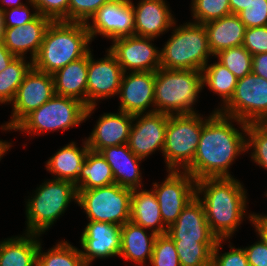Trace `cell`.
Instances as JSON below:
<instances>
[{
    "instance_id": "b9f144b4",
    "label": "cell",
    "mask_w": 267,
    "mask_h": 266,
    "mask_svg": "<svg viewBox=\"0 0 267 266\" xmlns=\"http://www.w3.org/2000/svg\"><path fill=\"white\" fill-rule=\"evenodd\" d=\"M238 16L246 28L267 26V0H252Z\"/></svg>"
},
{
    "instance_id": "d6a6232c",
    "label": "cell",
    "mask_w": 267,
    "mask_h": 266,
    "mask_svg": "<svg viewBox=\"0 0 267 266\" xmlns=\"http://www.w3.org/2000/svg\"><path fill=\"white\" fill-rule=\"evenodd\" d=\"M25 58L15 57L7 68L0 72V104H11L25 75L32 68V61L29 62Z\"/></svg>"
},
{
    "instance_id": "f546056e",
    "label": "cell",
    "mask_w": 267,
    "mask_h": 266,
    "mask_svg": "<svg viewBox=\"0 0 267 266\" xmlns=\"http://www.w3.org/2000/svg\"><path fill=\"white\" fill-rule=\"evenodd\" d=\"M115 183L110 165L100 152L89 151L81 166L78 180L74 183L77 190H89Z\"/></svg>"
},
{
    "instance_id": "9c48e42d",
    "label": "cell",
    "mask_w": 267,
    "mask_h": 266,
    "mask_svg": "<svg viewBox=\"0 0 267 266\" xmlns=\"http://www.w3.org/2000/svg\"><path fill=\"white\" fill-rule=\"evenodd\" d=\"M132 189L116 183L78 190L77 205L84 210L88 220L124 225L130 221Z\"/></svg>"
},
{
    "instance_id": "30bf717a",
    "label": "cell",
    "mask_w": 267,
    "mask_h": 266,
    "mask_svg": "<svg viewBox=\"0 0 267 266\" xmlns=\"http://www.w3.org/2000/svg\"><path fill=\"white\" fill-rule=\"evenodd\" d=\"M245 123H259L267 114V79L253 72L238 79L231 99L218 110Z\"/></svg>"
},
{
    "instance_id": "4dcf8cb0",
    "label": "cell",
    "mask_w": 267,
    "mask_h": 266,
    "mask_svg": "<svg viewBox=\"0 0 267 266\" xmlns=\"http://www.w3.org/2000/svg\"><path fill=\"white\" fill-rule=\"evenodd\" d=\"M203 87L207 86L209 90L221 97V105L215 108V111L221 109L232 97L238 78L231 73L224 65L215 61L207 63L203 70Z\"/></svg>"
},
{
    "instance_id": "d6986e66",
    "label": "cell",
    "mask_w": 267,
    "mask_h": 266,
    "mask_svg": "<svg viewBox=\"0 0 267 266\" xmlns=\"http://www.w3.org/2000/svg\"><path fill=\"white\" fill-rule=\"evenodd\" d=\"M134 35L139 37L157 38L171 30L175 17L171 13L166 0H139L134 4Z\"/></svg>"
},
{
    "instance_id": "44dd1931",
    "label": "cell",
    "mask_w": 267,
    "mask_h": 266,
    "mask_svg": "<svg viewBox=\"0 0 267 266\" xmlns=\"http://www.w3.org/2000/svg\"><path fill=\"white\" fill-rule=\"evenodd\" d=\"M173 240L217 241L206 219L202 202L195 196L182 210L177 220L167 228Z\"/></svg>"
},
{
    "instance_id": "603a6c76",
    "label": "cell",
    "mask_w": 267,
    "mask_h": 266,
    "mask_svg": "<svg viewBox=\"0 0 267 266\" xmlns=\"http://www.w3.org/2000/svg\"><path fill=\"white\" fill-rule=\"evenodd\" d=\"M99 152L110 165L116 184L132 190L144 187L140 170V163L144 160L137 157L127 143L103 148Z\"/></svg>"
},
{
    "instance_id": "2e32d148",
    "label": "cell",
    "mask_w": 267,
    "mask_h": 266,
    "mask_svg": "<svg viewBox=\"0 0 267 266\" xmlns=\"http://www.w3.org/2000/svg\"><path fill=\"white\" fill-rule=\"evenodd\" d=\"M168 114L160 112L134 115L127 145L145 161L156 152L163 153Z\"/></svg>"
},
{
    "instance_id": "7dc6e473",
    "label": "cell",
    "mask_w": 267,
    "mask_h": 266,
    "mask_svg": "<svg viewBox=\"0 0 267 266\" xmlns=\"http://www.w3.org/2000/svg\"><path fill=\"white\" fill-rule=\"evenodd\" d=\"M252 72L267 79V52L252 56Z\"/></svg>"
},
{
    "instance_id": "bcb514c9",
    "label": "cell",
    "mask_w": 267,
    "mask_h": 266,
    "mask_svg": "<svg viewBox=\"0 0 267 266\" xmlns=\"http://www.w3.org/2000/svg\"><path fill=\"white\" fill-rule=\"evenodd\" d=\"M250 224L255 228L254 230L257 236L260 237L267 246V214L253 212Z\"/></svg>"
},
{
    "instance_id": "3957f363",
    "label": "cell",
    "mask_w": 267,
    "mask_h": 266,
    "mask_svg": "<svg viewBox=\"0 0 267 266\" xmlns=\"http://www.w3.org/2000/svg\"><path fill=\"white\" fill-rule=\"evenodd\" d=\"M91 43L86 23L52 21L45 31L39 52L32 60L33 67L53 74L84 57L91 50Z\"/></svg>"
},
{
    "instance_id": "4fadbf2b",
    "label": "cell",
    "mask_w": 267,
    "mask_h": 266,
    "mask_svg": "<svg viewBox=\"0 0 267 266\" xmlns=\"http://www.w3.org/2000/svg\"><path fill=\"white\" fill-rule=\"evenodd\" d=\"M88 52L87 107L97 106L98 101L117 96L123 70L116 57L107 48L105 57L94 59Z\"/></svg>"
},
{
    "instance_id": "7402d4cb",
    "label": "cell",
    "mask_w": 267,
    "mask_h": 266,
    "mask_svg": "<svg viewBox=\"0 0 267 266\" xmlns=\"http://www.w3.org/2000/svg\"><path fill=\"white\" fill-rule=\"evenodd\" d=\"M51 22L49 18L39 15L24 26L5 28L1 38L7 49L16 57H26L32 61L39 52L45 31ZM28 52L29 57L26 55Z\"/></svg>"
},
{
    "instance_id": "e0dca14e",
    "label": "cell",
    "mask_w": 267,
    "mask_h": 266,
    "mask_svg": "<svg viewBox=\"0 0 267 266\" xmlns=\"http://www.w3.org/2000/svg\"><path fill=\"white\" fill-rule=\"evenodd\" d=\"M154 89L155 71L123 73L118 110L132 115L154 112Z\"/></svg>"
},
{
    "instance_id": "7bdbcfd3",
    "label": "cell",
    "mask_w": 267,
    "mask_h": 266,
    "mask_svg": "<svg viewBox=\"0 0 267 266\" xmlns=\"http://www.w3.org/2000/svg\"><path fill=\"white\" fill-rule=\"evenodd\" d=\"M40 15L51 21H67L69 0H31Z\"/></svg>"
},
{
    "instance_id": "60d3db41",
    "label": "cell",
    "mask_w": 267,
    "mask_h": 266,
    "mask_svg": "<svg viewBox=\"0 0 267 266\" xmlns=\"http://www.w3.org/2000/svg\"><path fill=\"white\" fill-rule=\"evenodd\" d=\"M30 7L32 8L33 13H31ZM2 13L4 28L24 26L25 24L35 20L40 15L36 5L31 0L26 5L5 9Z\"/></svg>"
},
{
    "instance_id": "ab89813d",
    "label": "cell",
    "mask_w": 267,
    "mask_h": 266,
    "mask_svg": "<svg viewBox=\"0 0 267 266\" xmlns=\"http://www.w3.org/2000/svg\"><path fill=\"white\" fill-rule=\"evenodd\" d=\"M113 0H69L68 22L87 23L104 5Z\"/></svg>"
},
{
    "instance_id": "f907efd6",
    "label": "cell",
    "mask_w": 267,
    "mask_h": 266,
    "mask_svg": "<svg viewBox=\"0 0 267 266\" xmlns=\"http://www.w3.org/2000/svg\"><path fill=\"white\" fill-rule=\"evenodd\" d=\"M30 0H26L28 3ZM26 3L21 2V0H0V10L3 11L5 9L20 7L26 5Z\"/></svg>"
},
{
    "instance_id": "74e56055",
    "label": "cell",
    "mask_w": 267,
    "mask_h": 266,
    "mask_svg": "<svg viewBox=\"0 0 267 266\" xmlns=\"http://www.w3.org/2000/svg\"><path fill=\"white\" fill-rule=\"evenodd\" d=\"M150 266H181L175 242L167 233L157 235Z\"/></svg>"
},
{
    "instance_id": "5bb4252c",
    "label": "cell",
    "mask_w": 267,
    "mask_h": 266,
    "mask_svg": "<svg viewBox=\"0 0 267 266\" xmlns=\"http://www.w3.org/2000/svg\"><path fill=\"white\" fill-rule=\"evenodd\" d=\"M152 41L154 38L125 36L113 39L108 49L124 73L156 71L161 67L160 48Z\"/></svg>"
},
{
    "instance_id": "52a82bcc",
    "label": "cell",
    "mask_w": 267,
    "mask_h": 266,
    "mask_svg": "<svg viewBox=\"0 0 267 266\" xmlns=\"http://www.w3.org/2000/svg\"><path fill=\"white\" fill-rule=\"evenodd\" d=\"M96 108L86 107L78 99L55 94L41 107L28 114L14 128V132L21 131V134L25 133L28 136H40L48 131H66L81 125L83 121L86 122Z\"/></svg>"
},
{
    "instance_id": "cb8c5ba5",
    "label": "cell",
    "mask_w": 267,
    "mask_h": 266,
    "mask_svg": "<svg viewBox=\"0 0 267 266\" xmlns=\"http://www.w3.org/2000/svg\"><path fill=\"white\" fill-rule=\"evenodd\" d=\"M149 231V232H148ZM157 234L131 221L121 226V250L119 256L135 266H147L151 261Z\"/></svg>"
},
{
    "instance_id": "ee69618b",
    "label": "cell",
    "mask_w": 267,
    "mask_h": 266,
    "mask_svg": "<svg viewBox=\"0 0 267 266\" xmlns=\"http://www.w3.org/2000/svg\"><path fill=\"white\" fill-rule=\"evenodd\" d=\"M243 47L252 55L267 52V26L245 29Z\"/></svg>"
},
{
    "instance_id": "8fae6325",
    "label": "cell",
    "mask_w": 267,
    "mask_h": 266,
    "mask_svg": "<svg viewBox=\"0 0 267 266\" xmlns=\"http://www.w3.org/2000/svg\"><path fill=\"white\" fill-rule=\"evenodd\" d=\"M54 95L52 74L37 70L32 66L17 89L11 102L13 108L11 118L1 125V131H13L28 114L41 107Z\"/></svg>"
},
{
    "instance_id": "c3c4849f",
    "label": "cell",
    "mask_w": 267,
    "mask_h": 266,
    "mask_svg": "<svg viewBox=\"0 0 267 266\" xmlns=\"http://www.w3.org/2000/svg\"><path fill=\"white\" fill-rule=\"evenodd\" d=\"M16 56L12 54L7 47L4 45L2 38L0 37V72L7 68L9 63L15 58Z\"/></svg>"
},
{
    "instance_id": "f5cc1de1",
    "label": "cell",
    "mask_w": 267,
    "mask_h": 266,
    "mask_svg": "<svg viewBox=\"0 0 267 266\" xmlns=\"http://www.w3.org/2000/svg\"><path fill=\"white\" fill-rule=\"evenodd\" d=\"M4 29L5 28H4L3 13L0 10V37H2Z\"/></svg>"
},
{
    "instance_id": "d590c367",
    "label": "cell",
    "mask_w": 267,
    "mask_h": 266,
    "mask_svg": "<svg viewBox=\"0 0 267 266\" xmlns=\"http://www.w3.org/2000/svg\"><path fill=\"white\" fill-rule=\"evenodd\" d=\"M192 21L205 24L231 15L229 0H191Z\"/></svg>"
},
{
    "instance_id": "83f0119b",
    "label": "cell",
    "mask_w": 267,
    "mask_h": 266,
    "mask_svg": "<svg viewBox=\"0 0 267 266\" xmlns=\"http://www.w3.org/2000/svg\"><path fill=\"white\" fill-rule=\"evenodd\" d=\"M40 237L23 232L0 241V266H37Z\"/></svg>"
},
{
    "instance_id": "f1b7e54d",
    "label": "cell",
    "mask_w": 267,
    "mask_h": 266,
    "mask_svg": "<svg viewBox=\"0 0 267 266\" xmlns=\"http://www.w3.org/2000/svg\"><path fill=\"white\" fill-rule=\"evenodd\" d=\"M208 45L213 56L221 50L243 46L245 25L236 14H231L204 24Z\"/></svg>"
},
{
    "instance_id": "681fc988",
    "label": "cell",
    "mask_w": 267,
    "mask_h": 266,
    "mask_svg": "<svg viewBox=\"0 0 267 266\" xmlns=\"http://www.w3.org/2000/svg\"><path fill=\"white\" fill-rule=\"evenodd\" d=\"M252 0H229L232 14L238 15Z\"/></svg>"
},
{
    "instance_id": "9a60e30c",
    "label": "cell",
    "mask_w": 267,
    "mask_h": 266,
    "mask_svg": "<svg viewBox=\"0 0 267 266\" xmlns=\"http://www.w3.org/2000/svg\"><path fill=\"white\" fill-rule=\"evenodd\" d=\"M86 23L91 40L97 35L113 40L134 35V11L130 0L104 4Z\"/></svg>"
},
{
    "instance_id": "e575fe53",
    "label": "cell",
    "mask_w": 267,
    "mask_h": 266,
    "mask_svg": "<svg viewBox=\"0 0 267 266\" xmlns=\"http://www.w3.org/2000/svg\"><path fill=\"white\" fill-rule=\"evenodd\" d=\"M214 56L238 79L252 72V55L243 46L221 50Z\"/></svg>"
},
{
    "instance_id": "8d00e7d4",
    "label": "cell",
    "mask_w": 267,
    "mask_h": 266,
    "mask_svg": "<svg viewBox=\"0 0 267 266\" xmlns=\"http://www.w3.org/2000/svg\"><path fill=\"white\" fill-rule=\"evenodd\" d=\"M249 150H251L249 153L251 161L267 171V130L259 123H248L246 152Z\"/></svg>"
},
{
    "instance_id": "1f68e13d",
    "label": "cell",
    "mask_w": 267,
    "mask_h": 266,
    "mask_svg": "<svg viewBox=\"0 0 267 266\" xmlns=\"http://www.w3.org/2000/svg\"><path fill=\"white\" fill-rule=\"evenodd\" d=\"M39 242L37 253V266H88L81 256L80 249L69 241H58L56 245L43 252Z\"/></svg>"
},
{
    "instance_id": "f6af8a7d",
    "label": "cell",
    "mask_w": 267,
    "mask_h": 266,
    "mask_svg": "<svg viewBox=\"0 0 267 266\" xmlns=\"http://www.w3.org/2000/svg\"><path fill=\"white\" fill-rule=\"evenodd\" d=\"M258 238L257 242L244 248L249 266H267V246Z\"/></svg>"
},
{
    "instance_id": "d4e9b609",
    "label": "cell",
    "mask_w": 267,
    "mask_h": 266,
    "mask_svg": "<svg viewBox=\"0 0 267 266\" xmlns=\"http://www.w3.org/2000/svg\"><path fill=\"white\" fill-rule=\"evenodd\" d=\"M130 221L157 235L167 233L168 227L162 220L160 206L152 188L132 190Z\"/></svg>"
},
{
    "instance_id": "484cf974",
    "label": "cell",
    "mask_w": 267,
    "mask_h": 266,
    "mask_svg": "<svg viewBox=\"0 0 267 266\" xmlns=\"http://www.w3.org/2000/svg\"><path fill=\"white\" fill-rule=\"evenodd\" d=\"M87 74L88 53L52 74L55 94L78 99L87 107Z\"/></svg>"
},
{
    "instance_id": "7a4b0ae2",
    "label": "cell",
    "mask_w": 267,
    "mask_h": 266,
    "mask_svg": "<svg viewBox=\"0 0 267 266\" xmlns=\"http://www.w3.org/2000/svg\"><path fill=\"white\" fill-rule=\"evenodd\" d=\"M247 189L235 177L202 178L196 181V196L202 202L211 232L218 239H232L246 214ZM203 196V197H202Z\"/></svg>"
},
{
    "instance_id": "ba28073f",
    "label": "cell",
    "mask_w": 267,
    "mask_h": 266,
    "mask_svg": "<svg viewBox=\"0 0 267 266\" xmlns=\"http://www.w3.org/2000/svg\"><path fill=\"white\" fill-rule=\"evenodd\" d=\"M200 113L169 115L163 147L165 170L184 171L192 162L199 145L204 122Z\"/></svg>"
},
{
    "instance_id": "816d5d0a",
    "label": "cell",
    "mask_w": 267,
    "mask_h": 266,
    "mask_svg": "<svg viewBox=\"0 0 267 266\" xmlns=\"http://www.w3.org/2000/svg\"><path fill=\"white\" fill-rule=\"evenodd\" d=\"M12 143L8 140L0 139V161L2 160L3 156L7 154V151H9L12 147Z\"/></svg>"
},
{
    "instance_id": "7c38bea8",
    "label": "cell",
    "mask_w": 267,
    "mask_h": 266,
    "mask_svg": "<svg viewBox=\"0 0 267 266\" xmlns=\"http://www.w3.org/2000/svg\"><path fill=\"white\" fill-rule=\"evenodd\" d=\"M161 184L152 189L157 197L164 224L169 227L179 217L183 208L196 196V180L185 171L168 170ZM159 183V184H158Z\"/></svg>"
},
{
    "instance_id": "4316f807",
    "label": "cell",
    "mask_w": 267,
    "mask_h": 266,
    "mask_svg": "<svg viewBox=\"0 0 267 266\" xmlns=\"http://www.w3.org/2000/svg\"><path fill=\"white\" fill-rule=\"evenodd\" d=\"M82 146L71 141L57 150L45 163L46 170L54 179L68 180L75 183L78 180L80 169L84 163L89 147L86 139H82ZM82 147V148H81Z\"/></svg>"
},
{
    "instance_id": "6da1fadb",
    "label": "cell",
    "mask_w": 267,
    "mask_h": 266,
    "mask_svg": "<svg viewBox=\"0 0 267 266\" xmlns=\"http://www.w3.org/2000/svg\"><path fill=\"white\" fill-rule=\"evenodd\" d=\"M235 125L240 126L238 128L241 130ZM247 126L245 122L213 110L203 124L193 162L184 171L196 181L202 178L234 177L229 169L246 152Z\"/></svg>"
},
{
    "instance_id": "277c9868",
    "label": "cell",
    "mask_w": 267,
    "mask_h": 266,
    "mask_svg": "<svg viewBox=\"0 0 267 266\" xmlns=\"http://www.w3.org/2000/svg\"><path fill=\"white\" fill-rule=\"evenodd\" d=\"M203 89L202 71L160 67L155 71L154 112L168 115L198 113L194 105Z\"/></svg>"
},
{
    "instance_id": "836d02e7",
    "label": "cell",
    "mask_w": 267,
    "mask_h": 266,
    "mask_svg": "<svg viewBox=\"0 0 267 266\" xmlns=\"http://www.w3.org/2000/svg\"><path fill=\"white\" fill-rule=\"evenodd\" d=\"M173 241L181 266H212L213 249L217 241Z\"/></svg>"
},
{
    "instance_id": "db71d44e",
    "label": "cell",
    "mask_w": 267,
    "mask_h": 266,
    "mask_svg": "<svg viewBox=\"0 0 267 266\" xmlns=\"http://www.w3.org/2000/svg\"><path fill=\"white\" fill-rule=\"evenodd\" d=\"M261 126H263L267 130V114L265 117L259 122Z\"/></svg>"
},
{
    "instance_id": "8992f818",
    "label": "cell",
    "mask_w": 267,
    "mask_h": 266,
    "mask_svg": "<svg viewBox=\"0 0 267 266\" xmlns=\"http://www.w3.org/2000/svg\"><path fill=\"white\" fill-rule=\"evenodd\" d=\"M176 22L170 38L160 48L161 68L202 71L208 60L214 57L204 24L190 21L177 25Z\"/></svg>"
},
{
    "instance_id": "5b68a950",
    "label": "cell",
    "mask_w": 267,
    "mask_h": 266,
    "mask_svg": "<svg viewBox=\"0 0 267 266\" xmlns=\"http://www.w3.org/2000/svg\"><path fill=\"white\" fill-rule=\"evenodd\" d=\"M78 190L73 182L47 179L25 200V233L44 234L65 213L69 204H77Z\"/></svg>"
},
{
    "instance_id": "f35d334b",
    "label": "cell",
    "mask_w": 267,
    "mask_h": 266,
    "mask_svg": "<svg viewBox=\"0 0 267 266\" xmlns=\"http://www.w3.org/2000/svg\"><path fill=\"white\" fill-rule=\"evenodd\" d=\"M225 241L227 239L217 240L213 249L212 266H249L244 247H233L234 245L229 241L230 251L224 253L219 251Z\"/></svg>"
},
{
    "instance_id": "ffe728a7",
    "label": "cell",
    "mask_w": 267,
    "mask_h": 266,
    "mask_svg": "<svg viewBox=\"0 0 267 266\" xmlns=\"http://www.w3.org/2000/svg\"><path fill=\"white\" fill-rule=\"evenodd\" d=\"M98 119L89 137H85L90 150L99 152L128 142L134 115L118 110L101 114Z\"/></svg>"
},
{
    "instance_id": "ac0fdd59",
    "label": "cell",
    "mask_w": 267,
    "mask_h": 266,
    "mask_svg": "<svg viewBox=\"0 0 267 266\" xmlns=\"http://www.w3.org/2000/svg\"><path fill=\"white\" fill-rule=\"evenodd\" d=\"M79 242L81 256L88 266L96 258L117 257L121 250V226L88 220Z\"/></svg>"
}]
</instances>
